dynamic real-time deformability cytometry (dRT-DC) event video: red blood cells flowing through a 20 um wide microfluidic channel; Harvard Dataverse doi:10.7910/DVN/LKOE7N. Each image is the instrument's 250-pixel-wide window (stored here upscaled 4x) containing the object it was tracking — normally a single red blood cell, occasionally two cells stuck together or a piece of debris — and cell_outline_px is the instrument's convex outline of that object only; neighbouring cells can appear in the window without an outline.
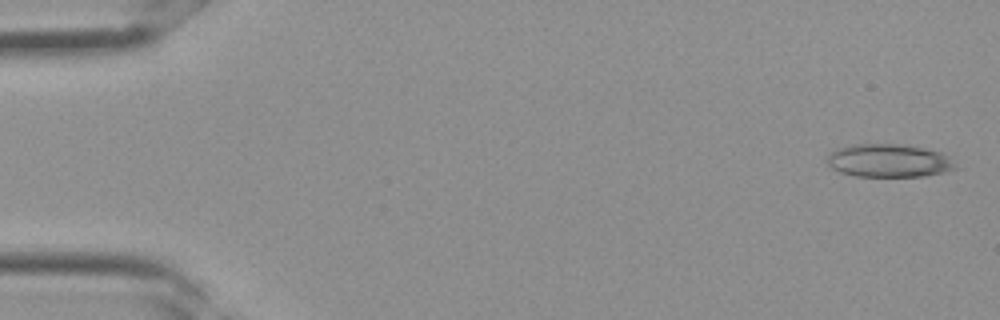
{"species": "Egyptian fruit bat (a non-hibernating species)", "species_latin": "Rousettus aegyptiacus", "temperature_condition": "room temperature", "stored_images_in_passage": 34, "camera_frame_rate_fps": 3000, "um_per_image_px": 0.085, "frame": {"image": 1, "passage_image": 1, "time_ms": 0.0, "image_size_px": [1000, 320], "cell_outline_px": [[960, 168], [944, 172], [924, 176], [856, 176], [840, 172], [832, 168], [828, 164], [828, 152], [836, 148], [852, 144], [904, 144], [944, 152]], "centroid_in_image_um": [75.58, 13.64], "position_along_channel_um": 9.4, "area_um2": 25.09}}
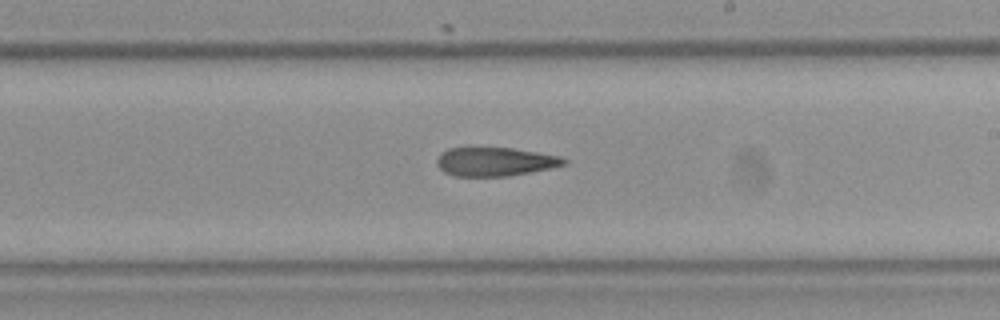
{"frame": {"image": 2, "passage_image": 20, "time_ms": 6.333, "image_size_px": [1000, 320], "cell_outline_px": [[568, 164], [508, 176], [456, 176], [444, 172], [436, 164], [436, 160], [440, 152], [448, 148], [512, 148], [560, 156], [568, 160]], "centroid_in_image_um": [42.05, 13.74], "position_along_channel_um": 246.9, "area_um2": 21.15}}
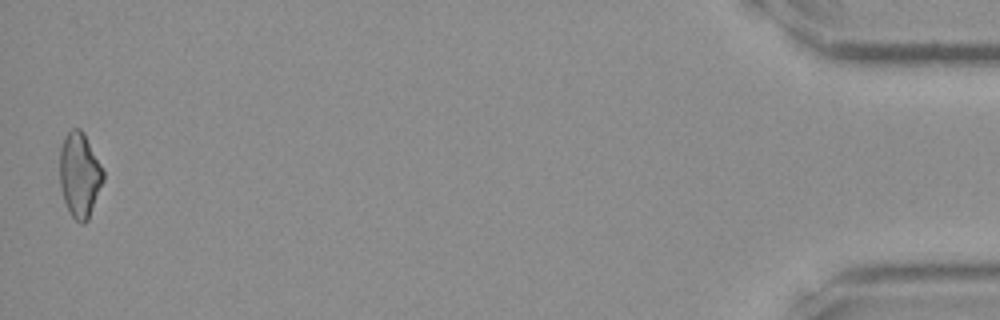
{"frame": {"image": 3, "passage_image": 34, "time_ms": 11.0, "image_size_px": [1000, 320], "cell_outline_px": [[104, 180], [88, 220], [84, 224], [80, 224], [72, 216], [64, 200], [60, 188], [60, 148], [64, 136], [72, 128], [80, 128], [84, 132], [104, 172]], "centroid_in_image_um": [6.76, 14.86], "position_along_channel_um": 428.4, "area_um2": 21.5}}